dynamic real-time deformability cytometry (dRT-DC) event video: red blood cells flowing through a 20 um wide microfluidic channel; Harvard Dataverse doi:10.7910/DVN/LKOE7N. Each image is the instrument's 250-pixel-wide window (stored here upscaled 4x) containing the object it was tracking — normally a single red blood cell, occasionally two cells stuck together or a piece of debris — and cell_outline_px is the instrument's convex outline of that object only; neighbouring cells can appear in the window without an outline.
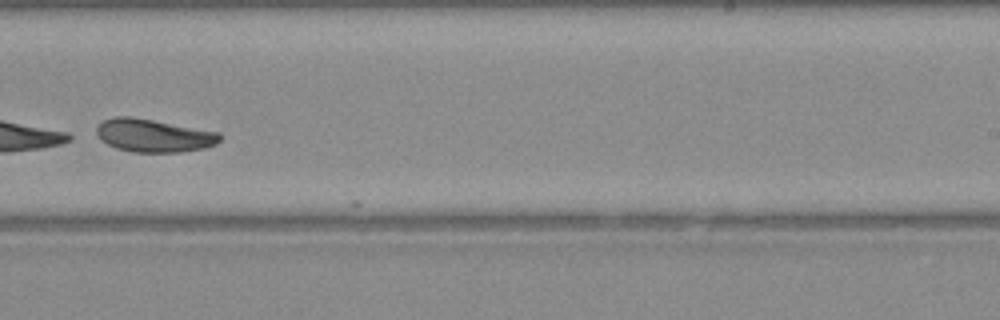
{"species": "Egyptian fruit bat (a non-hibernating species)", "species_latin": "Rousettus aegyptiacus", "temperature_condition": "warm", "stored_images_in_passage": 31, "camera_frame_rate_fps": 3000, "um_per_image_px": 0.085, "animal": {"sex": "female"}, "frame": {"image": 1, "passage_image": 30, "time_ms": 9.667, "image_size_px": [1000, 320], "cell_outline_px": [[220, 140], [216, 144], [204, 148], [180, 152], [132, 152], [116, 148], [100, 140], [96, 136], [96, 124], [104, 120], [116, 116], [132, 116], [220, 132]], "centroid_in_image_um": [13.02, 11.51], "position_along_channel_um": 276.0, "area_um2": 23.93}}